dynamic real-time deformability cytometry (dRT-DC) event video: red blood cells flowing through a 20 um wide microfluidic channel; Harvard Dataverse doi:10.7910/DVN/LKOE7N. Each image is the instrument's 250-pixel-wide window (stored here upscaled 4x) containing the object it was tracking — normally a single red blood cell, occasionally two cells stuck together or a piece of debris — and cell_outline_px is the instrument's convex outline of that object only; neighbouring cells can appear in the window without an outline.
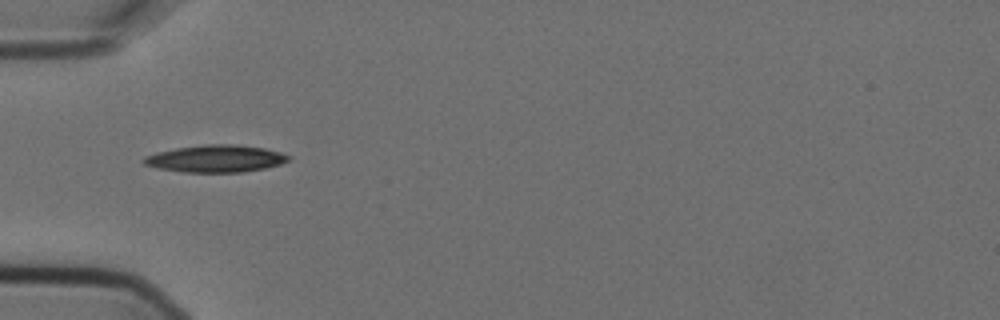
{"species": "Egyptian fruit bat (a non-hibernating species)", "species_latin": "Rousettus aegyptiacus", "temperature_condition": "cold", "stored_images_in_passage": 11, "camera_frame_rate_fps": 3000, "um_per_image_px": 0.085, "animal": {"sex": "female"}, "frame": {"image": 1, "passage_image": 1, "time_ms": 0.0, "image_size_px": [1000, 320], "cell_outline_px": [[292, 156], [288, 160], [280, 164], [264, 168], [244, 172], [184, 172], [160, 168], [144, 164], [140, 160], [144, 156], [156, 152], [176, 148], [204, 144], [236, 144], [264, 148], [280, 152]], "centroid_in_image_um": [18.32, 13.47], "position_along_channel_um": 66.7, "area_um2": 22.95}}
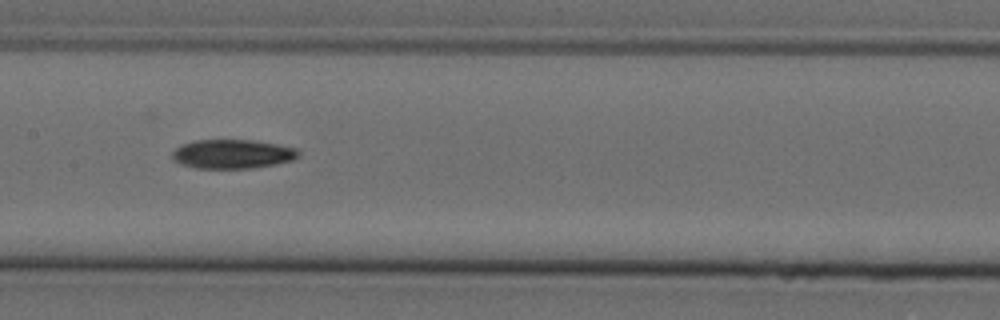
{"frame": {"image": 2, "passage_image": 4, "time_ms": 1.0, "image_size_px": [1000, 320], "cell_outline_px": [[300, 156], [292, 160], [276, 164], [252, 168], [196, 168], [172, 160], [172, 152], [180, 144], [192, 140], [252, 140], [300, 148]], "centroid_in_image_um": [19.78, 13.08], "position_along_channel_um": 187.6, "area_um2": 21.56}}
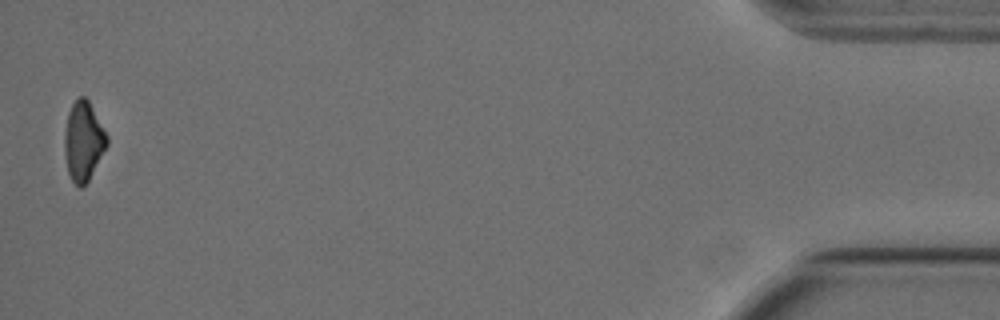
{"frame": {"image": 3, "passage_image": 11, "time_ms": 3.333, "image_size_px": [1000, 320], "cell_outline_px": [[108, 144], [88, 180], [80, 188], [72, 180], [68, 172], [64, 152], [64, 136], [68, 112], [72, 104], [80, 96], [84, 96], [88, 100], [108, 136]], "centroid_in_image_um": [7.08, 11.99], "position_along_channel_um": 428.1, "area_um2": 19.31}}